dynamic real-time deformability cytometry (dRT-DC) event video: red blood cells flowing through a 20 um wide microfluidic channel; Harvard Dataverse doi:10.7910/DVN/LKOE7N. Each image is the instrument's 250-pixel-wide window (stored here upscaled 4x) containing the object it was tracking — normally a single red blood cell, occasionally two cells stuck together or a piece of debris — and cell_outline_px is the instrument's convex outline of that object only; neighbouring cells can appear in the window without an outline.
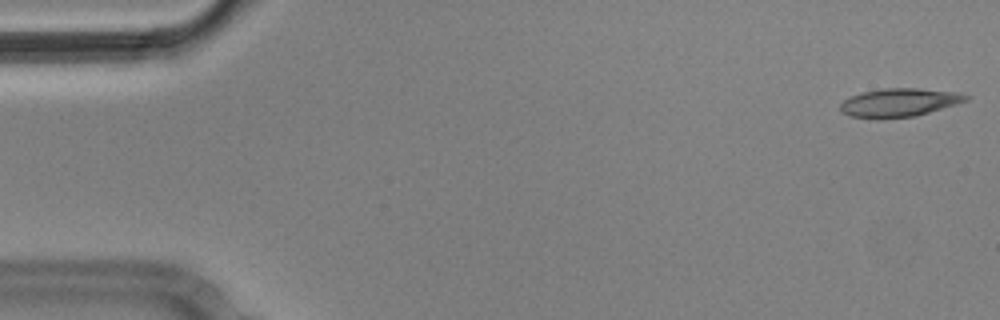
{"species": "Egyptian fruit bat (a non-hibernating species)", "species_latin": "Rousettus aegyptiacus", "temperature_condition": "cold", "stored_images_in_passage": 6, "camera_frame_rate_fps": 3000, "um_per_image_px": 0.085, "animal": {"sex": "male"}, "frame": {"image": 1, "passage_image": 1, "time_ms": 0.0, "image_size_px": [1000, 320], "cell_outline_px": [[972, 96], [968, 100], [956, 104], [916, 116], [880, 120], [876, 120], [852, 116], [840, 112], [840, 104], [844, 100], [852, 96], [864, 92], [884, 88], [916, 88], [956, 92]], "centroid_in_image_um": [76.42, 8.74], "position_along_channel_um": 8.6, "area_um2": 20.98}}